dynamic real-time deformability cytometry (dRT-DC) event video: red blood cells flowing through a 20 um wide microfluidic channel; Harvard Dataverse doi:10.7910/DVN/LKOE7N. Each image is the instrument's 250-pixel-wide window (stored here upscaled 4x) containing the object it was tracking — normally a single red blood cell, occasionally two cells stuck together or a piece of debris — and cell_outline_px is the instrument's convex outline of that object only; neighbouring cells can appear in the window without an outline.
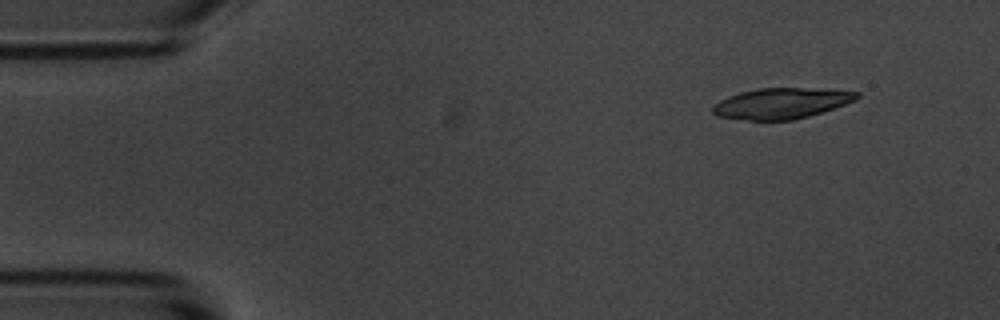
{"species": "common noctule bat (a hibernating species)", "species_latin": "Nyctalus noctula", "temperature_condition": "room temperature", "stored_images_in_passage": 5, "camera_frame_rate_fps": 3000, "um_per_image_px": 0.085, "animal": {"sex": "male", "body_mass_g": 20.1, "forearm_length_mm": 53.5}, "frame": {"image": 1, "passage_image": 5, "time_ms": 5.333, "image_size_px": [1000, 320], "cell_outline_px": [[860, 96], [856, 100], [808, 116], [792, 120], [748, 120], [716, 116], [712, 112], [712, 108], [720, 100], [728, 96], [740, 92], [756, 88], [800, 88], [860, 92]], "centroid_in_image_um": [66.37, 8.78], "position_along_channel_um": 18.6, "area_um2": 25.43}}